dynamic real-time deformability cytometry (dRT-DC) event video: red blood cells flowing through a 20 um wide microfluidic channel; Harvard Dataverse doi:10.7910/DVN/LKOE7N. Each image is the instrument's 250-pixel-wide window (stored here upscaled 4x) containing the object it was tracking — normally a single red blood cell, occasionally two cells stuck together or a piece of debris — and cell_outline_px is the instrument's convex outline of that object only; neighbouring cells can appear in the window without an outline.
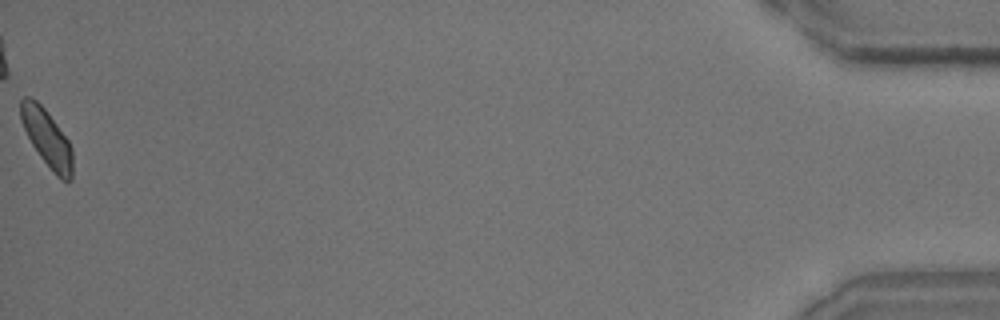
{"species": "common noctule bat (a hibernating species)", "species_latin": "Nyctalus noctula", "temperature_condition": "room temperature", "stored_images_in_passage": 48, "camera_frame_rate_fps": 3000, "um_per_image_px": 0.085, "animal": {"sex": "male", "body_mass_g": 15.6}, "frame": {"image": 1, "passage_image": 48, "time_ms": 15.667, "image_size_px": [1000, 320], "cell_outline_px": [[72, 180], [60, 180], [56, 176], [40, 156], [32, 144], [24, 128], [20, 116], [20, 100], [24, 96], [28, 96], [36, 100], [44, 108], [68, 140], [72, 148]], "centroid_in_image_um": [3.99, 11.74], "position_along_channel_um": 431.2, "area_um2": 17.05}}